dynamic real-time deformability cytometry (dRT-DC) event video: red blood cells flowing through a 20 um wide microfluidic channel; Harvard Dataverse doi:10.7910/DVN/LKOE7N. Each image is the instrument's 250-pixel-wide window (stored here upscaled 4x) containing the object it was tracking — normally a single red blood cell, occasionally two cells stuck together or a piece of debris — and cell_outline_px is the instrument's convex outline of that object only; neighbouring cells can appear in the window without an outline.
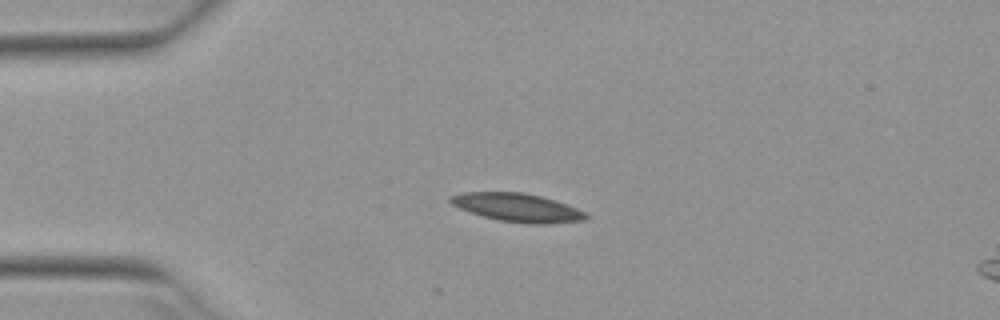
{"species": "Egyptian fruit bat (a non-hibernating species)", "species_latin": "Rousettus aegyptiacus", "temperature_condition": "warm", "stored_images_in_passage": 28, "camera_frame_rate_fps": 3000, "um_per_image_px": 0.085, "animal": {"sex": "female"}, "frame": {"image": 1, "passage_image": 1, "time_ms": 0.0, "image_size_px": [1000, 320], "cell_outline_px": [[588, 216], [584, 220], [548, 224], [528, 224], [500, 220], [484, 216], [460, 208], [452, 204], [448, 200], [448, 196], [464, 192], [524, 192], [540, 196], [576, 208], [584, 212]], "centroid_in_image_um": [43.95, 17.64], "position_along_channel_um": 41.1, "area_um2": 22.08}}
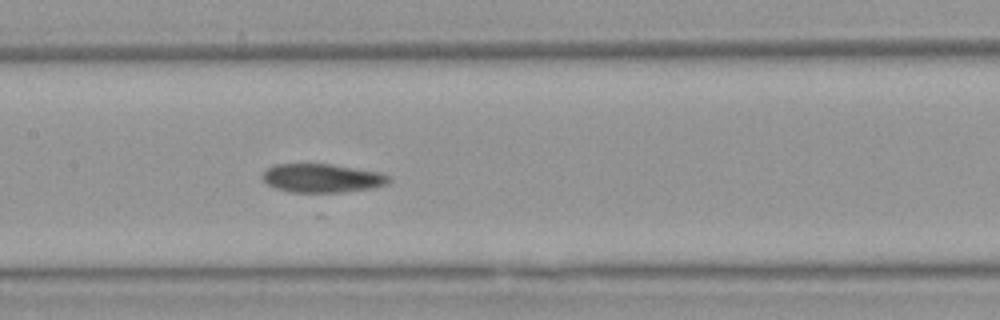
{"frame": {"image": 2, "passage_image": 14, "time_ms": 4.333, "image_size_px": [1000, 320], "cell_outline_px": [[392, 180], [388, 184], [372, 188], [340, 192], [288, 192], [276, 188], [268, 184], [260, 176], [272, 164], [332, 164], [380, 172], [392, 176]], "centroid_in_image_um": [27.41, 15.14], "position_along_channel_um": 180.0, "area_um2": 21.27}}
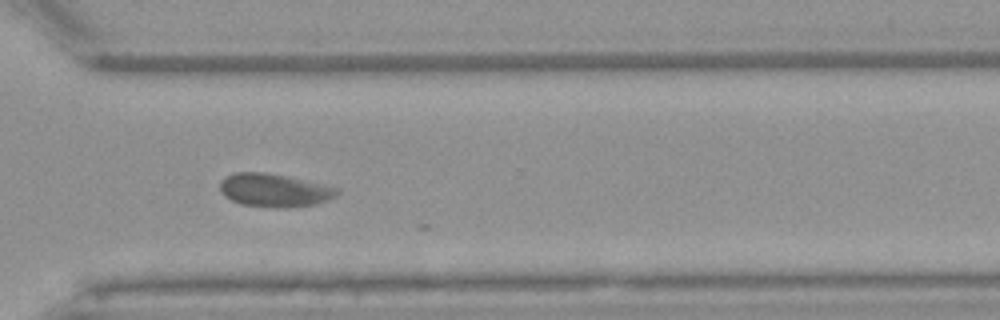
{"frame": {"image": 3, "passage_image": 27, "time_ms": 8.667, "image_size_px": [1000, 320], "cell_outline_px": [[340, 192], [336, 196], [328, 200], [316, 204], [276, 208], [272, 208], [240, 204], [224, 196], [220, 192], [220, 180], [224, 176], [236, 172], [264, 172], [288, 176], [340, 188]], "centroid_in_image_um": [23.3, 16.16], "position_along_channel_um": 347.3, "area_um2": 22.89}}